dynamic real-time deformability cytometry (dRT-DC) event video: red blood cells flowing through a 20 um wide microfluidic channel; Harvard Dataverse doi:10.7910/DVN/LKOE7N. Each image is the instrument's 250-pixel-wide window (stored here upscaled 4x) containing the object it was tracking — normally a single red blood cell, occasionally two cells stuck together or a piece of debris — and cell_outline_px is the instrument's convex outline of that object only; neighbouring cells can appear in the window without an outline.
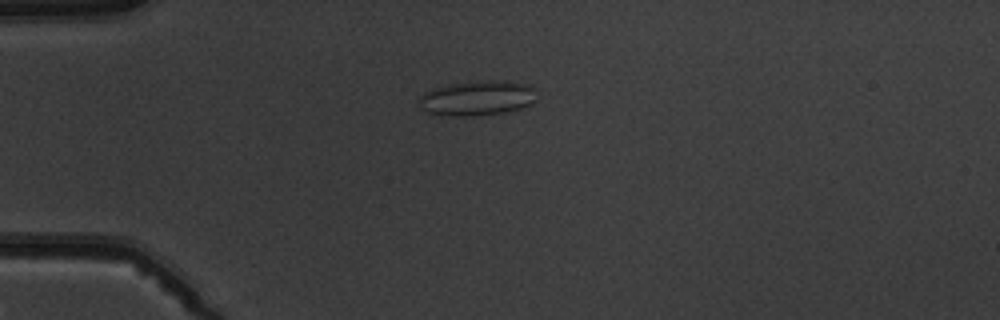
{"species": "common noctule bat (a hibernating species)", "species_latin": "Nyctalus noctula", "temperature_condition": "warm", "stored_images_in_passage": 2, "camera_frame_rate_fps": 3000, "um_per_image_px": 0.085, "animal": {"sex": "male", "body_mass_g": 19.5, "forearm_length_mm": 54.6}, "frame": {"image": 1, "passage_image": 1, "time_ms": 0.0, "image_size_px": [1000, 320], "cell_outline_px": [[536, 100], [532, 104], [520, 108], [504, 112], [472, 116], [440, 116], [428, 112], [420, 108], [416, 100], [424, 92], [432, 88], [448, 84], [476, 80], [508, 80], [528, 84], [536, 88]], "centroid_in_image_um": [40.55, 8.32], "position_along_channel_um": 44.5, "area_um2": 24.68}}